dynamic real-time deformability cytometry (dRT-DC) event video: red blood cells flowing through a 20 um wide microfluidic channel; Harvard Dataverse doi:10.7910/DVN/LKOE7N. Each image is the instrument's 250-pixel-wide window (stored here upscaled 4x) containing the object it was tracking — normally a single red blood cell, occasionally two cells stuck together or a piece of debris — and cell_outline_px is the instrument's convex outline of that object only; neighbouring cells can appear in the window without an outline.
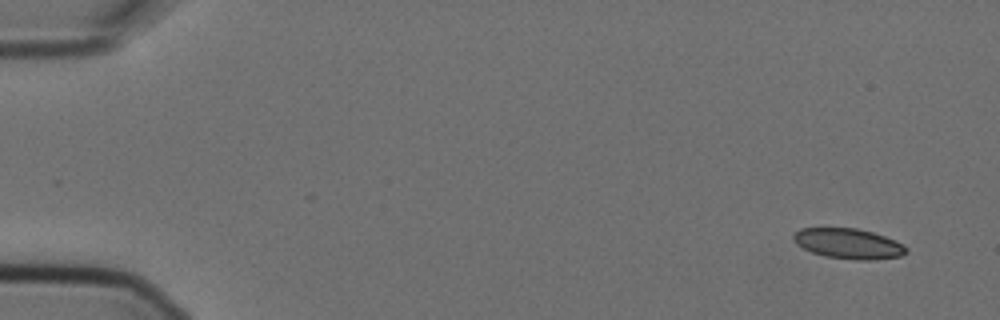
{"species": "Egyptian fruit bat (a non-hibernating species)", "species_latin": "Rousettus aegyptiacus", "temperature_condition": "cold", "stored_images_in_passage": 4, "camera_frame_rate_fps": 3000, "um_per_image_px": 0.085, "animal": {"sex": "female"}, "frame": {"image": 1, "passage_image": 1, "time_ms": 0.0, "image_size_px": [1000, 320], "cell_outline_px": [[908, 252], [900, 256], [868, 260], [856, 260], [824, 256], [812, 252], [796, 244], [792, 236], [800, 228], [856, 228], [872, 232], [896, 240], [904, 244], [908, 248]], "centroid_in_image_um": [72.14, 20.71], "position_along_channel_um": 12.9, "area_um2": 19.88}}